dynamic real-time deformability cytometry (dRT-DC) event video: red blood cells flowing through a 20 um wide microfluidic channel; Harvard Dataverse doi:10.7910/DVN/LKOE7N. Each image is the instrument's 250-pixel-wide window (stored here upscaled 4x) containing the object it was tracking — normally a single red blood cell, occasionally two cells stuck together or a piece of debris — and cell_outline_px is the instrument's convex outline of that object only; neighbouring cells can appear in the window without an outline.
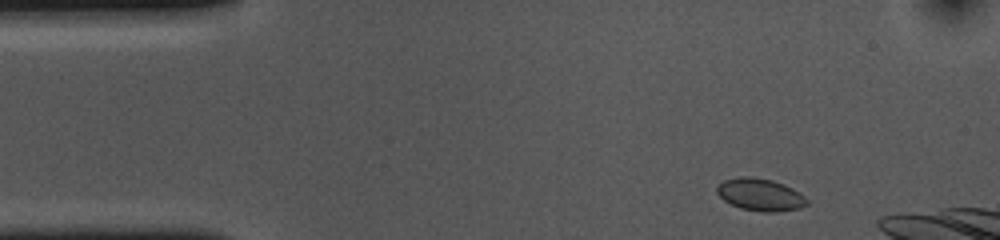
{"species": "common noctule bat (a hibernating species)", "species_latin": "Nyctalus noctula", "temperature_condition": "cold", "stored_images_in_passage": 11, "camera_frame_rate_fps": 3000, "um_per_image_px": 0.085, "animal": {"sex": "female", "body_mass_g": 10.0, "forearm_length_mm": 53.1}, "frame": {"image": 1, "passage_image": 2, "time_ms": 0.333, "image_size_px": [1000, 240], "cell_outline_px": [[808, 204], [800, 208], [776, 212], [764, 212], [740, 208], [724, 200], [716, 192], [716, 188], [724, 180], [740, 176], [752, 176], [772, 180], [784, 184], [792, 188], [804, 196], [808, 200]], "centroid_in_image_um": [64.63, 16.54], "position_along_channel_um": 20.4, "area_um2": 16.94}}